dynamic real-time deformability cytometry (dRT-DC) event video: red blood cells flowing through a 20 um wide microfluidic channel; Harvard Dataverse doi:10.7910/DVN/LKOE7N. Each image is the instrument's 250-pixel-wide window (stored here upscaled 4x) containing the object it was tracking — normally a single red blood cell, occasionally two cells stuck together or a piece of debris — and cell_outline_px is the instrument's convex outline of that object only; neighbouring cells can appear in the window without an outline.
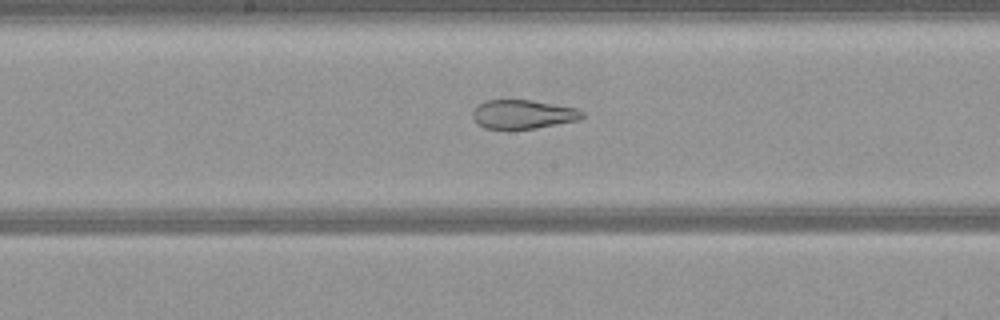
{"species": "common noctule bat (a hibernating species)", "species_latin": "Nyctalus noctula", "temperature_condition": "warm", "stored_images_in_passage": 51, "camera_frame_rate_fps": 3000, "um_per_image_px": 0.085, "animal": {"sex": "female", "body_mass_g": 21.9}, "frame": {"image": 1, "passage_image": 25, "time_ms": 8.0, "image_size_px": [1000, 320], "cell_outline_px": [[584, 116], [580, 120], [536, 128], [484, 128], [472, 116], [472, 112], [476, 104], [484, 100], [532, 100], [576, 108], [584, 112]], "centroid_in_image_um": [44.46, 9.69], "position_along_channel_um": 203.7, "area_um2": 18.38}}
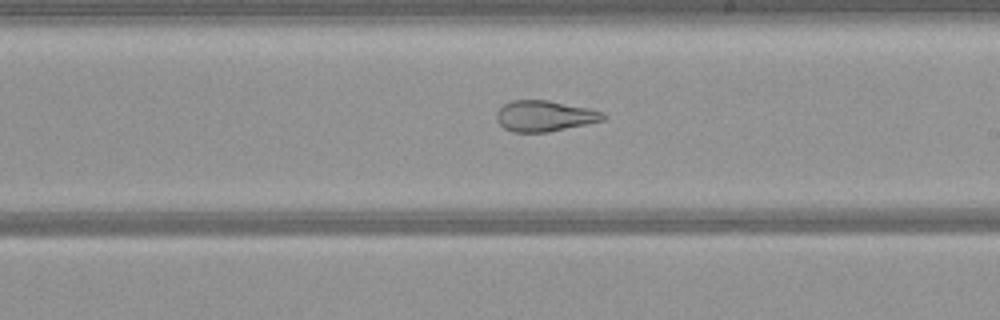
{"frame": {"image": 2, "passage_image": 28, "time_ms": 9.0, "image_size_px": [1000, 320], "cell_outline_px": [[608, 116], [604, 120], [548, 132], [512, 132], [504, 128], [496, 120], [496, 112], [504, 104], [512, 100], [548, 100], [588, 108], [604, 112]], "centroid_in_image_um": [46.29, 9.86], "position_along_channel_um": 242.7, "area_um2": 19.19}}
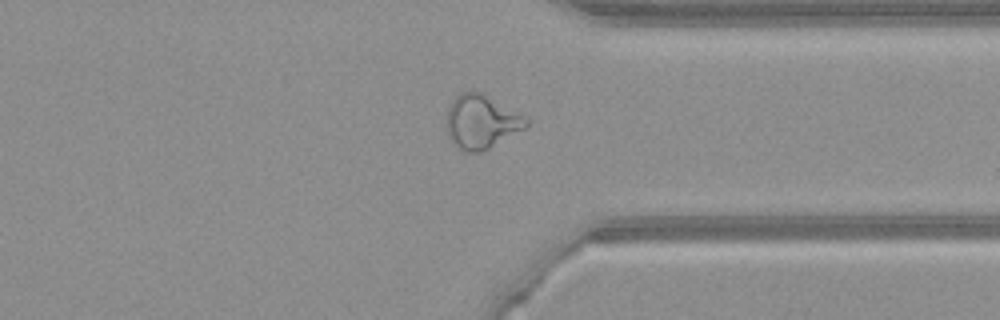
{"frame": {"image": 3, "passage_image": 38, "time_ms": 12.333, "image_size_px": [1000, 320], "cell_outline_px": [[528, 124], [524, 128], [488, 148], [480, 152], [464, 152], [452, 144], [448, 136], [448, 108], [452, 100], [460, 92], [480, 92], [524, 116], [528, 120]], "centroid_in_image_um": [40.87, 10.36], "position_along_channel_um": 370.5, "area_um2": 24.33}}